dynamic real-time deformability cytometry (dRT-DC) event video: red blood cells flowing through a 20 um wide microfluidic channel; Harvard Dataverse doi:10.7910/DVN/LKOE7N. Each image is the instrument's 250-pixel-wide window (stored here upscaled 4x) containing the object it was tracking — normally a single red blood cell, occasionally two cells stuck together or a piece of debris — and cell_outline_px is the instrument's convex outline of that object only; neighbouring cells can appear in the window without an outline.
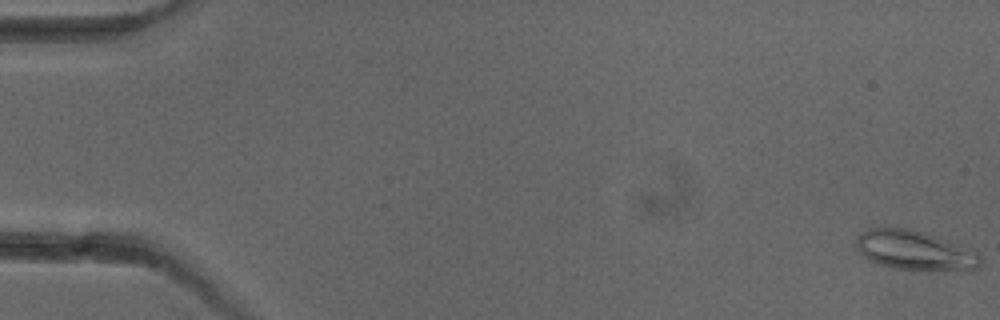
{"species": "common noctule bat (a hibernating species)", "species_latin": "Nyctalus noctula", "temperature_condition": "cold", "stored_images_in_passage": 5, "camera_frame_rate_fps": 3000, "um_per_image_px": 0.085, "animal": {"sex": "female"}, "frame": {"image": 1, "passage_image": 1, "time_ms": 0.0, "image_size_px": [1000, 320], "cell_outline_px": [[980, 264], [976, 268], [892, 268], [868, 260], [856, 248], [856, 236], [860, 232], [868, 228], [908, 228], [924, 232], [956, 244], [976, 252], [980, 256]], "centroid_in_image_um": [77.62, 21.23], "position_along_channel_um": 7.4, "area_um2": 27.4}}